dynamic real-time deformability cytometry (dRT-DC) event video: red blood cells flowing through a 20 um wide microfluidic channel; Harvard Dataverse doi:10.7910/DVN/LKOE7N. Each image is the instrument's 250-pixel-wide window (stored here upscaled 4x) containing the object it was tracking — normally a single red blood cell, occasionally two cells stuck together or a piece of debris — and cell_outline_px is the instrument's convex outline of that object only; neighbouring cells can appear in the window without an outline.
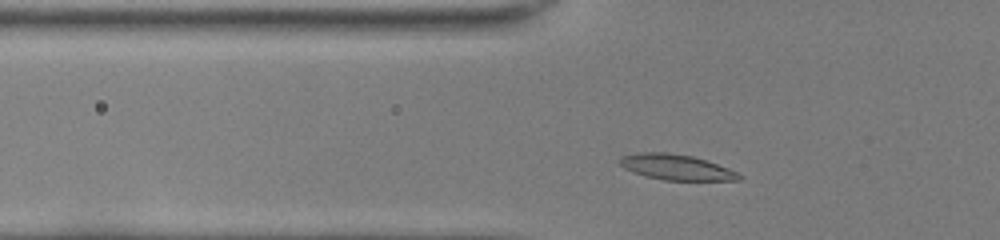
{"species": "common noctule bat (a hibernating species)", "species_latin": "Nyctalus noctula", "temperature_condition": "room temperature", "stored_images_in_passage": 41, "camera_frame_rate_fps": 3000, "um_per_image_px": 0.085, "animal": {"sex": "female", "body_mass_g": 22.0, "forearm_length_mm": 56.7}, "frame": {"image": 1, "passage_image": 7, "time_ms": 2.0, "image_size_px": [1000, 240], "cell_outline_px": [[744, 176], [740, 180], [664, 180], [644, 176], [632, 172], [624, 168], [620, 164], [620, 156], [636, 152], [668, 152], [692, 156], [716, 164], [736, 172]], "centroid_in_image_um": [57.42, 14.21], "position_along_channel_um": 68.4, "area_um2": 17.69}}
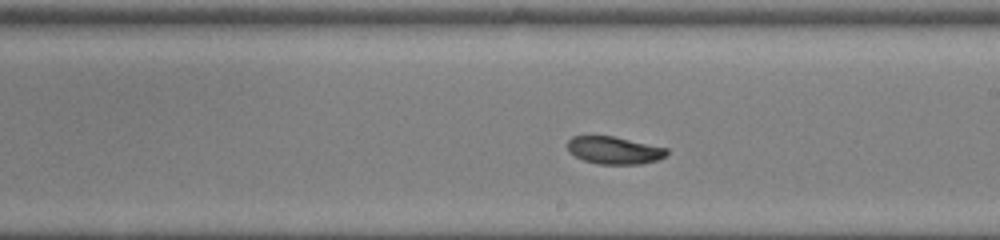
{"frame": {"image": 2, "passage_image": 20, "time_ms": 6.333, "image_size_px": [1000, 240], "cell_outline_px": [[668, 152], [664, 156], [656, 160], [640, 164], [596, 164], [584, 160], [576, 156], [568, 148], [568, 140], [572, 136], [612, 136], [668, 148]], "centroid_in_image_um": [52.21, 12.77], "position_along_channel_um": 236.8, "area_um2": 15.66}}
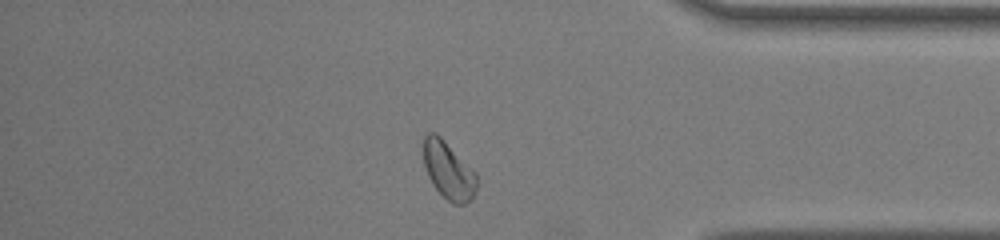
{"frame": {"image": 3, "passage_image": 33, "time_ms": 10.667, "image_size_px": [1000, 240], "cell_outline_px": [[476, 188], [472, 200], [464, 204], [452, 204], [432, 184], [428, 176], [424, 164], [424, 136], [428, 132], [436, 132], [476, 172]], "centroid_in_image_um": [38.12, 14.49], "position_along_channel_um": 397.1, "area_um2": 17.69}, "authors_computed_cell_mechanics": {"area_um2": 17.1666, "velocity_mm_per_s": 4.0059, "shape_relaxation_time_tau1_ms": 4.0603, "shape_relaxation_time_tau2_ms": 4.1533, "deformation_change_tau1": 0.1319, "deformation_change_tau2": 0.0767}}